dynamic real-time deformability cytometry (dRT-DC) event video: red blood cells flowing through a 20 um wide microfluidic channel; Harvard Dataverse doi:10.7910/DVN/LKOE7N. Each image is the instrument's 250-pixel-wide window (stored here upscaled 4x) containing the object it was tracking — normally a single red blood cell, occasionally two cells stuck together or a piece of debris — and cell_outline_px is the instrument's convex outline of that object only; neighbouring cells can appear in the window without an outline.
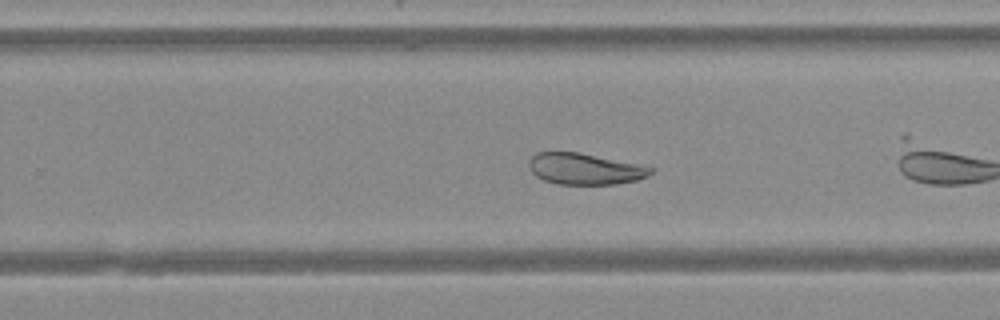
{"species": "Egyptian fruit bat (a non-hibernating species)", "species_latin": "Rousettus aegyptiacus", "temperature_condition": "warm", "stored_images_in_passage": 25, "camera_frame_rate_fps": 3000, "um_per_image_px": 0.085, "animal": {"sex": "female"}, "frame": {"image": 1, "passage_image": 15, "time_ms": 4.667, "image_size_px": [1000, 320], "cell_outline_px": [[656, 168], [648, 176], [636, 180], [616, 184], [556, 184], [544, 180], [536, 176], [528, 168], [528, 160], [536, 152], [576, 152]], "centroid_in_image_um": [49.66, 14.36], "position_along_channel_um": 280.1, "area_um2": 22.02}}
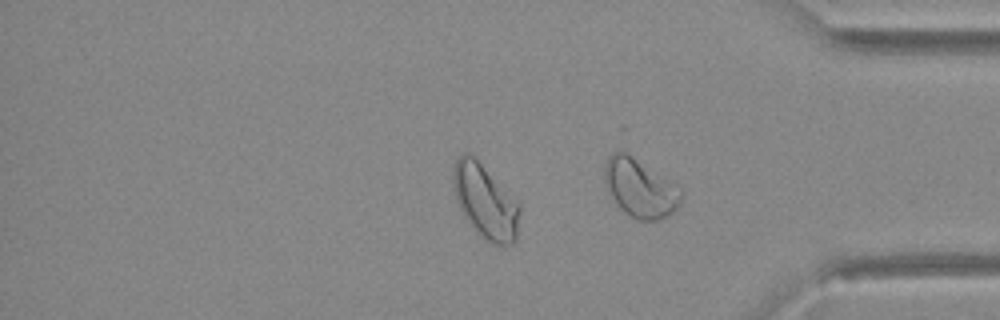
{"frame": {"image": 2, "passage_image": 25, "time_ms": 8.0, "image_size_px": [1000, 320], "cell_outline_px": [[684, 192], [680, 204], [668, 216], [656, 220], [636, 220], [624, 212], [620, 208], [608, 192], [604, 180], [604, 168], [608, 156], [612, 152], [628, 152], [680, 188]], "centroid_in_image_um": [54.39, 15.99], "position_along_channel_um": 380.8, "area_um2": 26.07}}